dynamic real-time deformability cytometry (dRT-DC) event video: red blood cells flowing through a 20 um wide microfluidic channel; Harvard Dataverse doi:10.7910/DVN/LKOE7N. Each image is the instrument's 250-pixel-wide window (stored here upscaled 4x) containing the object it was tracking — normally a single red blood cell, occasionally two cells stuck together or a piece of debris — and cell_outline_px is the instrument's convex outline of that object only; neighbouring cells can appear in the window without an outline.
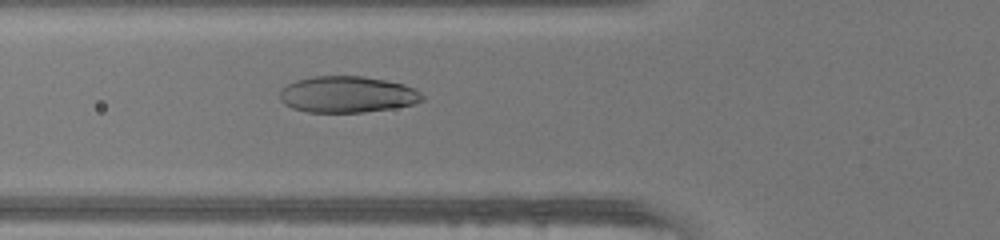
{"species": "human", "species_latin": "Homo sapiens", "temperature_condition": "warm", "stored_images_in_passage": 35, "camera_frame_rate_fps": 3000, "um_per_image_px": 0.085, "donor": {"sex": "female"}, "frame": {"image": 1, "passage_image": 5, "time_ms": 1.333, "image_size_px": [1000, 240], "cell_outline_px": [[424, 100], [412, 104], [392, 108], [364, 112], [308, 112], [292, 108], [284, 104], [280, 100], [280, 92], [288, 84], [296, 80], [312, 76], [364, 76], [404, 84], [416, 88], [424, 96]], "centroid_in_image_um": [29.53, 8.02], "position_along_channel_um": 96.3, "area_um2": 30.23}}
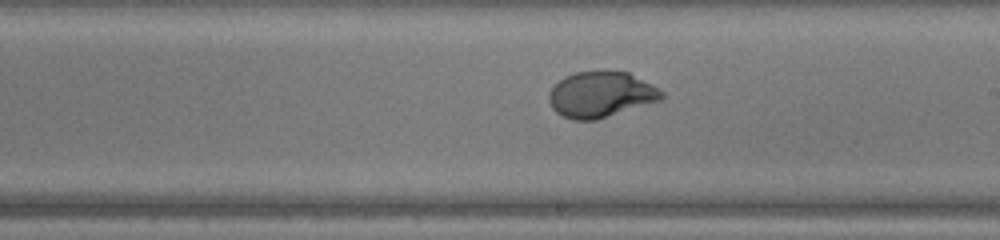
{"frame": {"image": 2, "passage_image": 15, "time_ms": 4.667, "image_size_px": [1000, 240], "cell_outline_px": [[664, 96], [660, 100], [596, 120], [572, 120], [556, 112], [552, 108], [548, 100], [548, 92], [564, 76], [576, 72], [600, 68], [604, 68], [628, 72], [652, 84], [664, 92]], "centroid_in_image_um": [51.06, 7.99], "position_along_channel_um": 237.9, "area_um2": 30.58}}
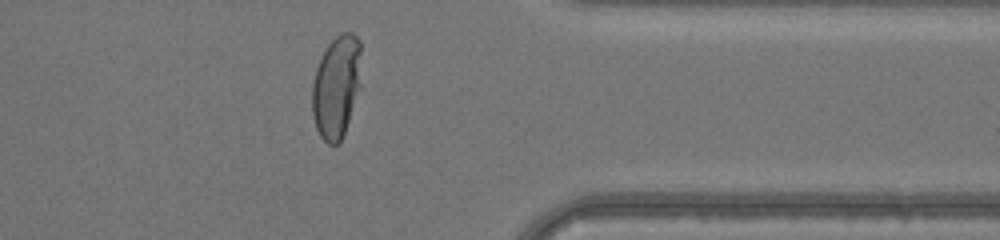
{"frame": {"image": 3, "passage_image": 26, "time_ms": 8.333, "image_size_px": [1000, 240], "cell_outline_px": [[360, 88], [344, 132], [340, 140], [336, 144], [328, 144], [320, 136], [316, 128], [312, 116], [312, 84], [316, 68], [328, 44], [340, 32], [352, 32], [360, 40]], "centroid_in_image_um": [28.59, 7.35], "position_along_channel_um": 382.8, "area_um2": 29.3}, "authors_computed_cell_mechanics": {"area_um2": 30.5184, "velocity_mm_per_s": 4.2549, "shape_relaxation_time_tau1_ms": 4.059, "shape_relaxation_time_tau2_ms": null, "deformation_change_tau1": 0.2318, "deformation_change_tau2": null}}